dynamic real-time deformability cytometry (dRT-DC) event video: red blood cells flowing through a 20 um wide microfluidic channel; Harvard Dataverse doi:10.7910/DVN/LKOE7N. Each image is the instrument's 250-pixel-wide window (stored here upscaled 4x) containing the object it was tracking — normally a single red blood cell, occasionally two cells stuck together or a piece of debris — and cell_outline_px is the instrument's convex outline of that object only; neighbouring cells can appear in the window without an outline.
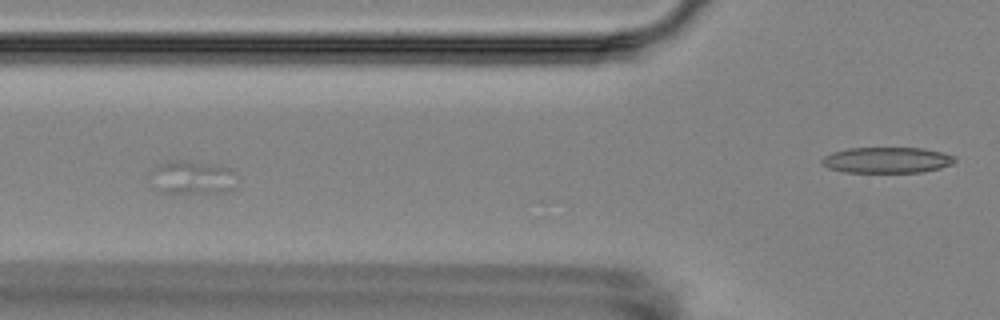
{"species": "Egyptian fruit bat (a non-hibernating species)", "species_latin": "Rousettus aegyptiacus", "temperature_condition": "room temperature", "stored_images_in_passage": 12, "camera_frame_rate_fps": 3000, "um_per_image_px": 0.085, "animal": {"sex": "female"}, "frame": {"image": 1, "passage_image": 6, "time_ms": 5.667, "image_size_px": [1000, 320], "cell_outline_px": [[236, 176], [232, 188], [224, 192], [160, 192], [152, 188], [148, 180], [156, 168], [160, 164], [168, 160], [188, 160], [228, 168]], "centroid_in_image_um": [16.25, 15.08], "position_along_channel_um": 109.6, "area_um2": 16.65}}
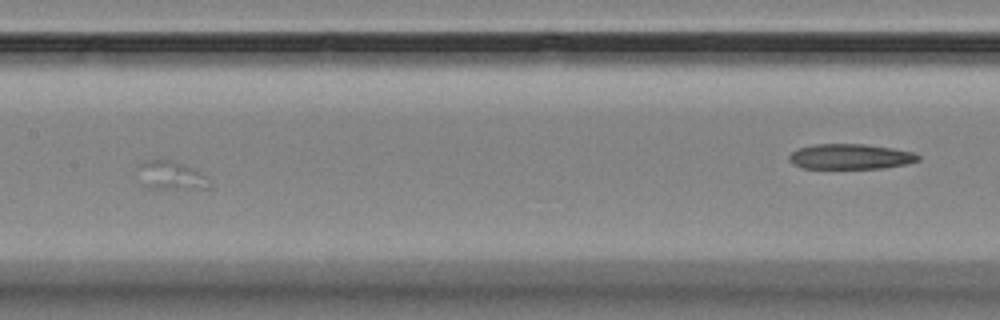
{"frame": {"image": 2, "passage_image": 8, "time_ms": 8.333, "image_size_px": [1000, 320], "cell_outline_px": [[212, 188], [144, 188], [140, 184], [140, 164], [148, 160], [168, 160], [192, 168], [204, 176], [212, 184]], "centroid_in_image_um": [14.51, 14.95], "position_along_channel_um": 192.9, "area_um2": 11.5}}
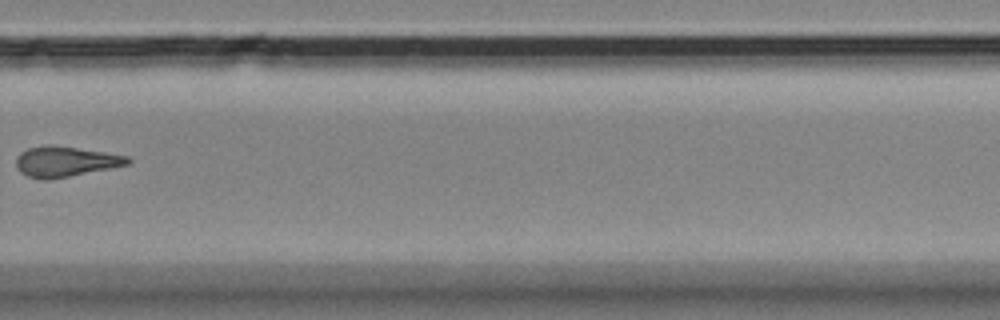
{"frame": {"image": 3, "passage_image": 12, "time_ms": 13.667, "image_size_px": [1000, 320], "cell_outline_px": [[132, 160], [128, 164], [112, 168], [48, 180], [40, 180], [28, 176], [20, 172], [16, 168], [16, 156], [20, 152], [28, 148], [76, 148], [104, 152], [128, 156]], "centroid_in_image_um": [5.56, 13.78], "position_along_channel_um": 324.2, "area_um2": 19.07}}